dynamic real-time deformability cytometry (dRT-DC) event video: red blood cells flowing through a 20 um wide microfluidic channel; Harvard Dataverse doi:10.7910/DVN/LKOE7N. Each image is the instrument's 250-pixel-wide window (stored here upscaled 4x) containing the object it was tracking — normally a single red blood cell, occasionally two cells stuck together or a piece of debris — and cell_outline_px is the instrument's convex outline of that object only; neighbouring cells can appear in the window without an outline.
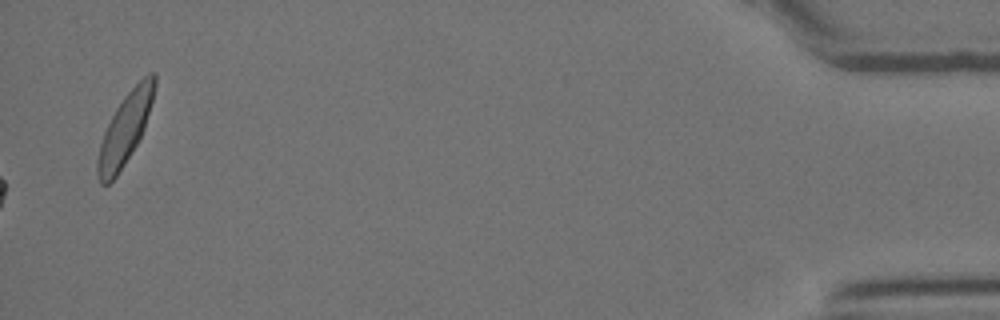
{"species": "Egyptian fruit bat (a non-hibernating species)", "species_latin": "Rousettus aegyptiacus", "temperature_condition": "room temperature", "stored_images_in_passage": 54, "camera_frame_rate_fps": 3000, "um_per_image_px": 0.085, "animal": {"sex": "female"}, "frame": {"image": 1, "passage_image": 54, "time_ms": 17.667, "image_size_px": [1000, 320], "cell_outline_px": [[156, 84], [152, 100], [144, 128], [136, 144], [124, 164], [116, 176], [108, 184], [100, 184], [96, 172], [96, 160], [100, 144], [104, 132], [116, 108], [124, 96], [148, 72], [152, 72], [156, 76]], "centroid_in_image_um": [10.61, 10.96], "position_along_channel_um": 424.6, "area_um2": 23.0}, "authors_computed_cell_mechanics": {"area_um2": 22.3975, "velocity_mm_per_s": 3.7817, "shape_relaxation_time_tau1_ms": 10.2609, "shape_relaxation_time_tau2_ms": 7.1971, "deformation_change_tau1": 0.2298, "deformation_change_tau2": 0.1792}}